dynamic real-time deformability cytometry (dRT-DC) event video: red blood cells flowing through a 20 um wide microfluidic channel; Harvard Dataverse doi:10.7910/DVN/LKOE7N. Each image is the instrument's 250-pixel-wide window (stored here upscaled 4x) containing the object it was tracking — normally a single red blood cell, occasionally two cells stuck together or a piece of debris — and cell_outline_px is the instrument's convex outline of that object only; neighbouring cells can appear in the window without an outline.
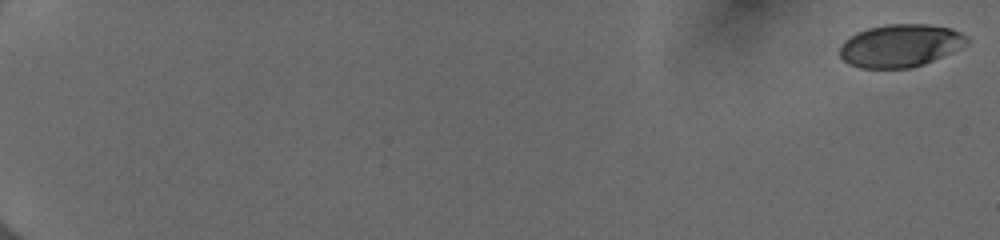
{"species": "human", "species_latin": "Homo sapiens", "temperature_condition": "cold", "stored_images_in_passage": 55, "camera_frame_rate_fps": 3000, "um_per_image_px": 0.085, "donor": {"sex": "female"}, "frame": {"image": 1, "passage_image": 1, "time_ms": 0.0, "image_size_px": [1000, 240], "cell_outline_px": [[968, 44], [924, 64], [912, 68], [860, 68], [848, 64], [840, 56], [840, 44], [844, 40], [856, 32], [868, 28], [888, 24], [928, 24], [952, 28], [968, 36]], "centroid_in_image_um": [76.51, 3.87], "position_along_channel_um": 8.5, "area_um2": 31.79}}
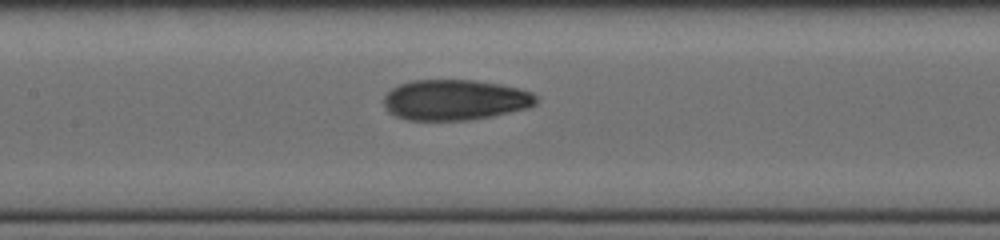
{"frame": {"image": 2, "passage_image": 30, "time_ms": 9.667, "image_size_px": [1000, 240], "cell_outline_px": [[536, 104], [528, 108], [492, 116], [468, 120], [408, 120], [396, 116], [388, 112], [384, 104], [384, 96], [392, 88], [400, 84], [412, 80], [476, 80], [500, 84], [532, 92], [536, 96]], "centroid_in_image_um": [38.66, 8.49], "position_along_channel_um": 168.7, "area_um2": 36.01}}
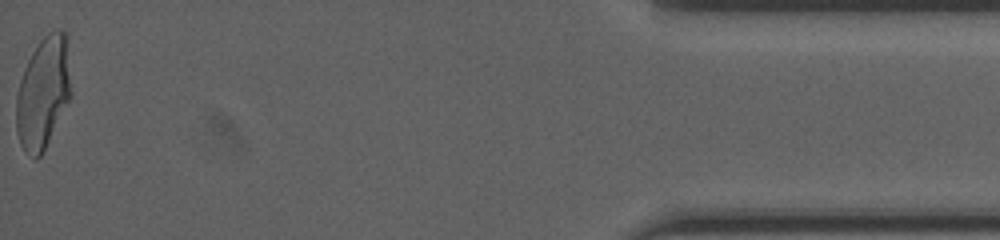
{"frame": {"image": 3, "passage_image": 55, "time_ms": 18.0, "image_size_px": [1000, 240], "cell_outline_px": [[72, 96], [40, 156], [36, 160], [24, 152], [20, 144], [16, 132], [16, 96], [20, 80], [24, 68], [32, 52], [40, 40], [48, 32], [56, 28], [60, 28], [68, 32], [72, 92]], "centroid_in_image_um": [3.7, 7.82], "position_along_channel_um": 431.5, "area_um2": 36.53}, "authors_computed_cell_mechanics": {"area_um2": 34.7956, "velocity_mm_per_s": 4.0204, "shape_relaxation_time_tau1_ms": 6.4782, "shape_relaxation_time_tau2_ms": 1.5205, "deformation_change_tau1": 0.2104, "deformation_change_tau2": 0.0685}}